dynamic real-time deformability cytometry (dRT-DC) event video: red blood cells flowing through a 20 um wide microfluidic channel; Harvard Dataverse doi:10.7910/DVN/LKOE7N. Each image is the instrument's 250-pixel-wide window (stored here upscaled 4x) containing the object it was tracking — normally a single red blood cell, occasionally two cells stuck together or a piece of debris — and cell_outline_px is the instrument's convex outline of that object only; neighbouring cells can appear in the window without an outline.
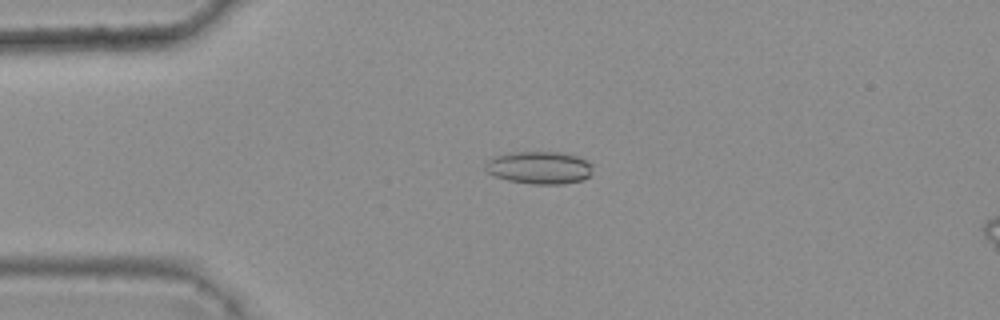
{"species": "common noctule bat (a hibernating species)", "species_latin": "Nyctalus noctula", "temperature_condition": "warm", "stored_images_in_passage": 9, "camera_frame_rate_fps": 3000, "um_per_image_px": 0.085, "animal": {"sex": "female", "body_mass_g": 25.1}, "frame": {"image": 1, "passage_image": 4, "time_ms": 1.0, "image_size_px": [1000, 320], "cell_outline_px": [[592, 176], [584, 180], [564, 184], [532, 184], [508, 180], [496, 176], [488, 172], [484, 168], [484, 164], [492, 156], [512, 152], [564, 152], [588, 160], [592, 164]], "centroid_in_image_um": [45.88, 14.25], "position_along_channel_um": 39.1, "area_um2": 20.75}}
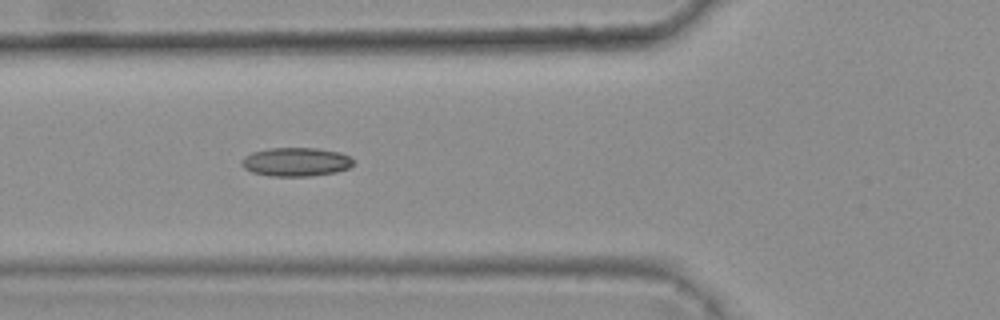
{"frame": {"image": 2, "passage_image": 6, "time_ms": 1.667, "image_size_px": [1000, 320], "cell_outline_px": [[356, 160], [348, 168], [336, 172], [312, 176], [272, 176], [252, 172], [244, 168], [240, 164], [240, 160], [244, 156], [252, 152], [268, 148], [316, 148], [340, 152], [352, 156]], "centroid_in_image_um": [25.17, 13.75], "position_along_channel_um": 100.6, "area_um2": 18.96}}
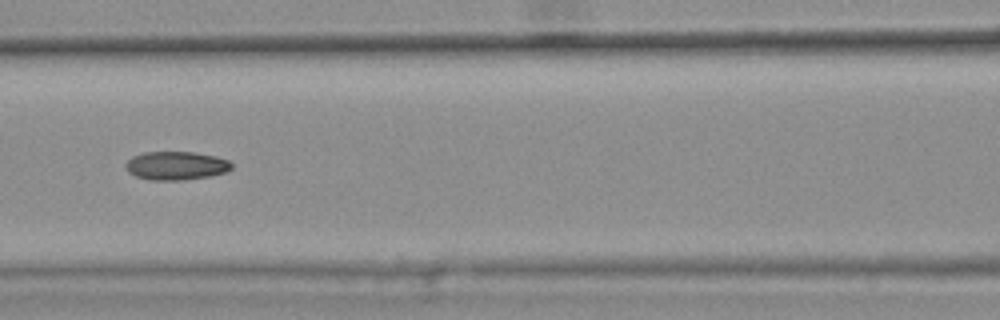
{"frame": {"image": 3, "passage_image": 7, "time_ms": 2.0, "image_size_px": [1000, 320], "cell_outline_px": [[232, 168], [224, 172], [208, 176], [184, 180], [152, 180], [136, 176], [128, 172], [124, 164], [132, 156], [144, 152], [192, 152], [216, 156], [228, 160], [232, 164]], "centroid_in_image_um": [14.94, 14.08], "position_along_channel_um": 151.7, "area_um2": 17.51}}